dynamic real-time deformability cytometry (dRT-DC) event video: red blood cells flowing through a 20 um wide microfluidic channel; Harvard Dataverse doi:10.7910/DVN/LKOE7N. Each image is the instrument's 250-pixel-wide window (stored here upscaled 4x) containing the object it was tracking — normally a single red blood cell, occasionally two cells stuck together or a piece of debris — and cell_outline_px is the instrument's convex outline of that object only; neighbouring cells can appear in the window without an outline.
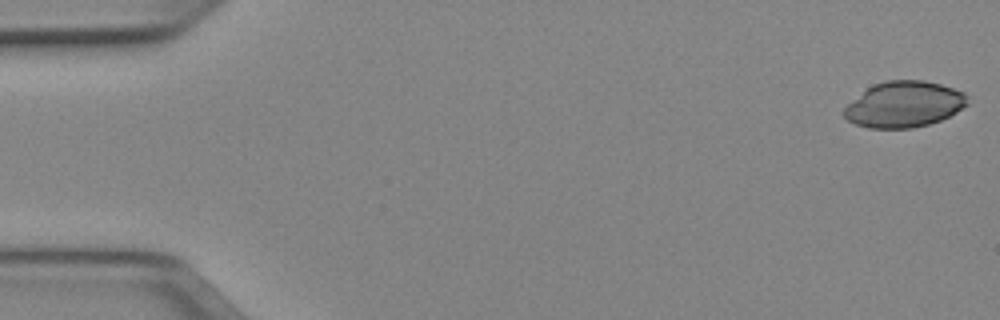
{"species": "Egyptian fruit bat (a non-hibernating species)", "species_latin": "Rousettus aegyptiacus", "temperature_condition": "cold", "stored_images_in_passage": 50, "camera_frame_rate_fps": 3000, "um_per_image_px": 0.085, "animal": {"sex": "female"}, "frame": {"image": 1, "passage_image": 1, "time_ms": 0.0, "image_size_px": [1000, 320], "cell_outline_px": [[968, 104], [956, 112], [940, 120], [928, 124], [912, 128], [868, 128], [856, 124], [848, 120], [844, 116], [844, 108], [848, 104], [872, 84], [884, 80], [924, 80], [940, 84], [964, 92], [968, 96]], "centroid_in_image_um": [76.85, 8.86], "position_along_channel_um": 8.1, "area_um2": 32.95}}
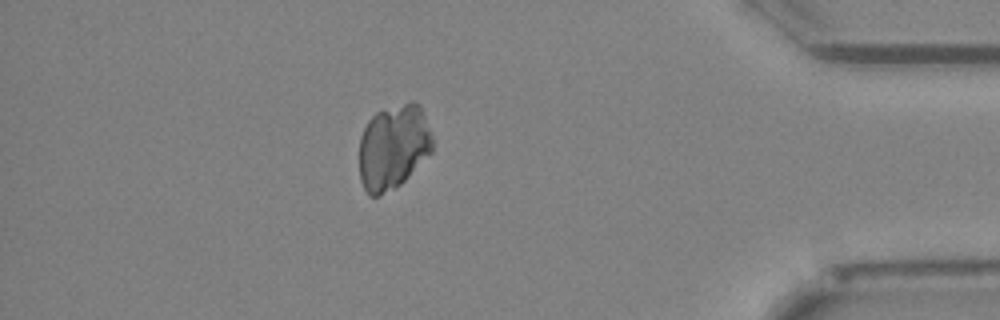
{"frame": {"image": 2, "passage_image": 44, "time_ms": 14.333, "image_size_px": [1000, 320], "cell_outline_px": [[432, 152], [396, 188], [380, 196], [368, 196], [360, 180], [360, 136], [368, 120], [376, 112], [412, 100], [420, 104], [432, 136]], "centroid_in_image_um": [33.42, 12.5], "position_along_channel_um": 401.8, "area_um2": 36.3}}